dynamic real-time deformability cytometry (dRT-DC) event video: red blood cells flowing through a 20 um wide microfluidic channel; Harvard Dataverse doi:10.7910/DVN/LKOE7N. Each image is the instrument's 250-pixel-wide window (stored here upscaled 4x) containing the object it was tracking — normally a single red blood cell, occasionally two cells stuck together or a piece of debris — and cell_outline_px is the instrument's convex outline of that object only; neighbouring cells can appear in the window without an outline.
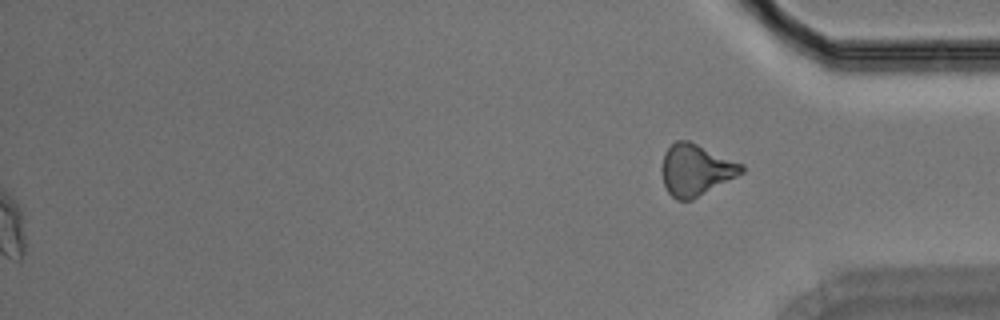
{"species": "Egyptian fruit bat (a non-hibernating species)", "species_latin": "Rousettus aegyptiacus", "temperature_condition": "room temperature", "stored_images_in_passage": 38, "segment_of_instrument_passage": [2, 2], "camera_frame_rate_fps": 3000, "um_per_image_px": 0.085, "animal": {"sex": "male"}, "frame": {"image": 1, "passage_image": 38, "time_ms": 12.333, "image_size_px": [1000, 320], "cell_outline_px": [[744, 172], [692, 200], [676, 200], [668, 192], [664, 184], [660, 172], [660, 168], [664, 152], [676, 140], [688, 140], [744, 164]], "centroid_in_image_um": [59.11, 14.44], "position_along_channel_um": 376.1, "area_um2": 23.99}}